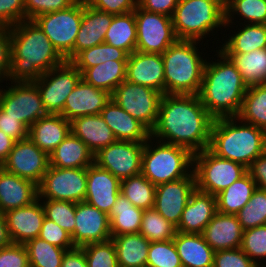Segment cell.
I'll return each mask as SVG.
<instances>
[{"mask_svg": "<svg viewBox=\"0 0 266 267\" xmlns=\"http://www.w3.org/2000/svg\"><path fill=\"white\" fill-rule=\"evenodd\" d=\"M213 122L198 95L164 94L151 138L196 154L209 148Z\"/></svg>", "mask_w": 266, "mask_h": 267, "instance_id": "1", "label": "cell"}, {"mask_svg": "<svg viewBox=\"0 0 266 267\" xmlns=\"http://www.w3.org/2000/svg\"><path fill=\"white\" fill-rule=\"evenodd\" d=\"M10 40L8 78L11 82H34L66 61L34 20H23L11 26Z\"/></svg>", "mask_w": 266, "mask_h": 267, "instance_id": "2", "label": "cell"}, {"mask_svg": "<svg viewBox=\"0 0 266 267\" xmlns=\"http://www.w3.org/2000/svg\"><path fill=\"white\" fill-rule=\"evenodd\" d=\"M218 54L223 61L205 63L198 96L214 119L237 117L247 86L231 60L220 50Z\"/></svg>", "mask_w": 266, "mask_h": 267, "instance_id": "3", "label": "cell"}, {"mask_svg": "<svg viewBox=\"0 0 266 267\" xmlns=\"http://www.w3.org/2000/svg\"><path fill=\"white\" fill-rule=\"evenodd\" d=\"M235 120V116L214 119L209 149L248 169L266 151V132L247 122L238 125Z\"/></svg>", "mask_w": 266, "mask_h": 267, "instance_id": "4", "label": "cell"}, {"mask_svg": "<svg viewBox=\"0 0 266 267\" xmlns=\"http://www.w3.org/2000/svg\"><path fill=\"white\" fill-rule=\"evenodd\" d=\"M196 40H177L162 55L165 94L198 95L206 59L199 55Z\"/></svg>", "mask_w": 266, "mask_h": 267, "instance_id": "5", "label": "cell"}, {"mask_svg": "<svg viewBox=\"0 0 266 267\" xmlns=\"http://www.w3.org/2000/svg\"><path fill=\"white\" fill-rule=\"evenodd\" d=\"M178 40H196L225 26V8L217 0H179L172 16Z\"/></svg>", "mask_w": 266, "mask_h": 267, "instance_id": "6", "label": "cell"}, {"mask_svg": "<svg viewBox=\"0 0 266 267\" xmlns=\"http://www.w3.org/2000/svg\"><path fill=\"white\" fill-rule=\"evenodd\" d=\"M145 142L142 154L141 174L154 185L187 177L193 166V153L188 149L161 141L151 148ZM156 147V148H155ZM190 166V167H189Z\"/></svg>", "mask_w": 266, "mask_h": 267, "instance_id": "7", "label": "cell"}, {"mask_svg": "<svg viewBox=\"0 0 266 267\" xmlns=\"http://www.w3.org/2000/svg\"><path fill=\"white\" fill-rule=\"evenodd\" d=\"M196 188L216 196L248 171L239 163L219 157L209 148L193 154Z\"/></svg>", "mask_w": 266, "mask_h": 267, "instance_id": "8", "label": "cell"}, {"mask_svg": "<svg viewBox=\"0 0 266 267\" xmlns=\"http://www.w3.org/2000/svg\"><path fill=\"white\" fill-rule=\"evenodd\" d=\"M82 17L83 0H78L67 9L42 14L34 21L66 61H71L74 58V43Z\"/></svg>", "mask_w": 266, "mask_h": 267, "instance_id": "9", "label": "cell"}, {"mask_svg": "<svg viewBox=\"0 0 266 267\" xmlns=\"http://www.w3.org/2000/svg\"><path fill=\"white\" fill-rule=\"evenodd\" d=\"M162 96L155 89L125 80L111 94V99L151 131L157 122Z\"/></svg>", "mask_w": 266, "mask_h": 267, "instance_id": "10", "label": "cell"}, {"mask_svg": "<svg viewBox=\"0 0 266 267\" xmlns=\"http://www.w3.org/2000/svg\"><path fill=\"white\" fill-rule=\"evenodd\" d=\"M134 15L137 26L136 51L163 54L178 40L172 17L146 11L138 5Z\"/></svg>", "mask_w": 266, "mask_h": 267, "instance_id": "11", "label": "cell"}, {"mask_svg": "<svg viewBox=\"0 0 266 267\" xmlns=\"http://www.w3.org/2000/svg\"><path fill=\"white\" fill-rule=\"evenodd\" d=\"M87 168L49 166L38 185V198L79 203L85 200Z\"/></svg>", "mask_w": 266, "mask_h": 267, "instance_id": "12", "label": "cell"}, {"mask_svg": "<svg viewBox=\"0 0 266 267\" xmlns=\"http://www.w3.org/2000/svg\"><path fill=\"white\" fill-rule=\"evenodd\" d=\"M80 79L81 72L70 61H65L34 81L48 114H60L63 111L66 98Z\"/></svg>", "mask_w": 266, "mask_h": 267, "instance_id": "13", "label": "cell"}, {"mask_svg": "<svg viewBox=\"0 0 266 267\" xmlns=\"http://www.w3.org/2000/svg\"><path fill=\"white\" fill-rule=\"evenodd\" d=\"M16 83V84H15ZM8 90L0 89V108L28 129L48 113L34 82H15Z\"/></svg>", "mask_w": 266, "mask_h": 267, "instance_id": "14", "label": "cell"}, {"mask_svg": "<svg viewBox=\"0 0 266 267\" xmlns=\"http://www.w3.org/2000/svg\"><path fill=\"white\" fill-rule=\"evenodd\" d=\"M145 143L116 140L94 155V163L120 181L141 174Z\"/></svg>", "mask_w": 266, "mask_h": 267, "instance_id": "15", "label": "cell"}, {"mask_svg": "<svg viewBox=\"0 0 266 267\" xmlns=\"http://www.w3.org/2000/svg\"><path fill=\"white\" fill-rule=\"evenodd\" d=\"M1 167L39 185L48 170L49 155L39 149L29 138H26L15 142Z\"/></svg>", "mask_w": 266, "mask_h": 267, "instance_id": "16", "label": "cell"}, {"mask_svg": "<svg viewBox=\"0 0 266 267\" xmlns=\"http://www.w3.org/2000/svg\"><path fill=\"white\" fill-rule=\"evenodd\" d=\"M187 177L156 185L154 209L170 223L178 226L182 212L196 189V178L190 169Z\"/></svg>", "mask_w": 266, "mask_h": 267, "instance_id": "17", "label": "cell"}, {"mask_svg": "<svg viewBox=\"0 0 266 267\" xmlns=\"http://www.w3.org/2000/svg\"><path fill=\"white\" fill-rule=\"evenodd\" d=\"M71 238L75 247L111 240L108 215L86 201L76 203L75 228Z\"/></svg>", "mask_w": 266, "mask_h": 267, "instance_id": "18", "label": "cell"}, {"mask_svg": "<svg viewBox=\"0 0 266 267\" xmlns=\"http://www.w3.org/2000/svg\"><path fill=\"white\" fill-rule=\"evenodd\" d=\"M125 80L150 87L164 95L165 81L162 55L134 51L127 59Z\"/></svg>", "mask_w": 266, "mask_h": 267, "instance_id": "19", "label": "cell"}, {"mask_svg": "<svg viewBox=\"0 0 266 267\" xmlns=\"http://www.w3.org/2000/svg\"><path fill=\"white\" fill-rule=\"evenodd\" d=\"M121 188V181L108 170L93 163L87 168V190L84 201L109 214Z\"/></svg>", "mask_w": 266, "mask_h": 267, "instance_id": "20", "label": "cell"}, {"mask_svg": "<svg viewBox=\"0 0 266 267\" xmlns=\"http://www.w3.org/2000/svg\"><path fill=\"white\" fill-rule=\"evenodd\" d=\"M110 99L111 94L107 91L96 88L81 78L66 98L60 114L68 121L80 116L97 115Z\"/></svg>", "mask_w": 266, "mask_h": 267, "instance_id": "21", "label": "cell"}, {"mask_svg": "<svg viewBox=\"0 0 266 267\" xmlns=\"http://www.w3.org/2000/svg\"><path fill=\"white\" fill-rule=\"evenodd\" d=\"M38 198L32 204L4 213L12 243L26 244L39 236L45 213Z\"/></svg>", "mask_w": 266, "mask_h": 267, "instance_id": "22", "label": "cell"}, {"mask_svg": "<svg viewBox=\"0 0 266 267\" xmlns=\"http://www.w3.org/2000/svg\"><path fill=\"white\" fill-rule=\"evenodd\" d=\"M217 213L216 196L198 190L191 193L182 212L177 232L202 234L206 225Z\"/></svg>", "mask_w": 266, "mask_h": 267, "instance_id": "23", "label": "cell"}, {"mask_svg": "<svg viewBox=\"0 0 266 267\" xmlns=\"http://www.w3.org/2000/svg\"><path fill=\"white\" fill-rule=\"evenodd\" d=\"M100 115L112 130L116 140L145 143L151 137V131L145 125L124 111L112 99L106 103Z\"/></svg>", "mask_w": 266, "mask_h": 267, "instance_id": "24", "label": "cell"}, {"mask_svg": "<svg viewBox=\"0 0 266 267\" xmlns=\"http://www.w3.org/2000/svg\"><path fill=\"white\" fill-rule=\"evenodd\" d=\"M38 199V185L0 166V213L32 204Z\"/></svg>", "mask_w": 266, "mask_h": 267, "instance_id": "25", "label": "cell"}, {"mask_svg": "<svg viewBox=\"0 0 266 267\" xmlns=\"http://www.w3.org/2000/svg\"><path fill=\"white\" fill-rule=\"evenodd\" d=\"M243 231L237 215L217 212L206 225L202 235L216 252L239 248L242 242Z\"/></svg>", "mask_w": 266, "mask_h": 267, "instance_id": "26", "label": "cell"}, {"mask_svg": "<svg viewBox=\"0 0 266 267\" xmlns=\"http://www.w3.org/2000/svg\"><path fill=\"white\" fill-rule=\"evenodd\" d=\"M113 14L97 10L83 0V17L74 43V57L82 50L104 43Z\"/></svg>", "mask_w": 266, "mask_h": 267, "instance_id": "27", "label": "cell"}, {"mask_svg": "<svg viewBox=\"0 0 266 267\" xmlns=\"http://www.w3.org/2000/svg\"><path fill=\"white\" fill-rule=\"evenodd\" d=\"M71 133V122L61 114H48L33 123L28 138L48 155Z\"/></svg>", "mask_w": 266, "mask_h": 267, "instance_id": "28", "label": "cell"}, {"mask_svg": "<svg viewBox=\"0 0 266 267\" xmlns=\"http://www.w3.org/2000/svg\"><path fill=\"white\" fill-rule=\"evenodd\" d=\"M71 122V132L95 155L101 148L116 141L112 130L107 126L100 114L80 116Z\"/></svg>", "mask_w": 266, "mask_h": 267, "instance_id": "29", "label": "cell"}, {"mask_svg": "<svg viewBox=\"0 0 266 267\" xmlns=\"http://www.w3.org/2000/svg\"><path fill=\"white\" fill-rule=\"evenodd\" d=\"M173 241L182 267H213L215 251L202 234L177 232Z\"/></svg>", "mask_w": 266, "mask_h": 267, "instance_id": "30", "label": "cell"}, {"mask_svg": "<svg viewBox=\"0 0 266 267\" xmlns=\"http://www.w3.org/2000/svg\"><path fill=\"white\" fill-rule=\"evenodd\" d=\"M93 163V152L72 132L49 155V166L57 168H88Z\"/></svg>", "mask_w": 266, "mask_h": 267, "instance_id": "31", "label": "cell"}, {"mask_svg": "<svg viewBox=\"0 0 266 267\" xmlns=\"http://www.w3.org/2000/svg\"><path fill=\"white\" fill-rule=\"evenodd\" d=\"M119 267H146L150 241L140 233L122 234L111 238Z\"/></svg>", "mask_w": 266, "mask_h": 267, "instance_id": "32", "label": "cell"}, {"mask_svg": "<svg viewBox=\"0 0 266 267\" xmlns=\"http://www.w3.org/2000/svg\"><path fill=\"white\" fill-rule=\"evenodd\" d=\"M127 60H108L81 73V78L96 88L112 94L126 78Z\"/></svg>", "mask_w": 266, "mask_h": 267, "instance_id": "33", "label": "cell"}, {"mask_svg": "<svg viewBox=\"0 0 266 267\" xmlns=\"http://www.w3.org/2000/svg\"><path fill=\"white\" fill-rule=\"evenodd\" d=\"M143 212L144 210L134 206L120 193L108 214L111 238L122 234L139 233Z\"/></svg>", "mask_w": 266, "mask_h": 267, "instance_id": "34", "label": "cell"}, {"mask_svg": "<svg viewBox=\"0 0 266 267\" xmlns=\"http://www.w3.org/2000/svg\"><path fill=\"white\" fill-rule=\"evenodd\" d=\"M256 189L257 184L247 172L216 195L217 212L236 215L249 202Z\"/></svg>", "mask_w": 266, "mask_h": 267, "instance_id": "35", "label": "cell"}, {"mask_svg": "<svg viewBox=\"0 0 266 267\" xmlns=\"http://www.w3.org/2000/svg\"><path fill=\"white\" fill-rule=\"evenodd\" d=\"M137 26L134 11L113 15L104 43L124 50L128 55L136 51Z\"/></svg>", "mask_w": 266, "mask_h": 267, "instance_id": "36", "label": "cell"}, {"mask_svg": "<svg viewBox=\"0 0 266 267\" xmlns=\"http://www.w3.org/2000/svg\"><path fill=\"white\" fill-rule=\"evenodd\" d=\"M238 69L248 87L266 84V48L245 54H225Z\"/></svg>", "mask_w": 266, "mask_h": 267, "instance_id": "37", "label": "cell"}, {"mask_svg": "<svg viewBox=\"0 0 266 267\" xmlns=\"http://www.w3.org/2000/svg\"><path fill=\"white\" fill-rule=\"evenodd\" d=\"M220 51L224 54H245L266 48V24H249L233 34Z\"/></svg>", "mask_w": 266, "mask_h": 267, "instance_id": "38", "label": "cell"}, {"mask_svg": "<svg viewBox=\"0 0 266 267\" xmlns=\"http://www.w3.org/2000/svg\"><path fill=\"white\" fill-rule=\"evenodd\" d=\"M237 120L250 123L266 132V84L247 88Z\"/></svg>", "mask_w": 266, "mask_h": 267, "instance_id": "39", "label": "cell"}, {"mask_svg": "<svg viewBox=\"0 0 266 267\" xmlns=\"http://www.w3.org/2000/svg\"><path fill=\"white\" fill-rule=\"evenodd\" d=\"M120 192L137 208H154L156 185L142 174L122 180Z\"/></svg>", "mask_w": 266, "mask_h": 267, "instance_id": "40", "label": "cell"}, {"mask_svg": "<svg viewBox=\"0 0 266 267\" xmlns=\"http://www.w3.org/2000/svg\"><path fill=\"white\" fill-rule=\"evenodd\" d=\"M128 56L124 50L102 43L82 50L70 62L82 73L85 69L108 60H127Z\"/></svg>", "mask_w": 266, "mask_h": 267, "instance_id": "41", "label": "cell"}, {"mask_svg": "<svg viewBox=\"0 0 266 267\" xmlns=\"http://www.w3.org/2000/svg\"><path fill=\"white\" fill-rule=\"evenodd\" d=\"M30 267H61L64 253L67 251L36 237L26 244Z\"/></svg>", "mask_w": 266, "mask_h": 267, "instance_id": "42", "label": "cell"}, {"mask_svg": "<svg viewBox=\"0 0 266 267\" xmlns=\"http://www.w3.org/2000/svg\"><path fill=\"white\" fill-rule=\"evenodd\" d=\"M139 233L150 242L168 241L176 236L177 228L151 208L143 212Z\"/></svg>", "mask_w": 266, "mask_h": 267, "instance_id": "43", "label": "cell"}, {"mask_svg": "<svg viewBox=\"0 0 266 267\" xmlns=\"http://www.w3.org/2000/svg\"><path fill=\"white\" fill-rule=\"evenodd\" d=\"M233 13H239L250 24H266V0H227L225 27L232 23Z\"/></svg>", "mask_w": 266, "mask_h": 267, "instance_id": "44", "label": "cell"}, {"mask_svg": "<svg viewBox=\"0 0 266 267\" xmlns=\"http://www.w3.org/2000/svg\"><path fill=\"white\" fill-rule=\"evenodd\" d=\"M236 215L243 230L266 225V190L257 187L249 202Z\"/></svg>", "mask_w": 266, "mask_h": 267, "instance_id": "45", "label": "cell"}, {"mask_svg": "<svg viewBox=\"0 0 266 267\" xmlns=\"http://www.w3.org/2000/svg\"><path fill=\"white\" fill-rule=\"evenodd\" d=\"M43 203L45 217L72 235L75 228L76 203L51 199H46Z\"/></svg>", "mask_w": 266, "mask_h": 267, "instance_id": "46", "label": "cell"}, {"mask_svg": "<svg viewBox=\"0 0 266 267\" xmlns=\"http://www.w3.org/2000/svg\"><path fill=\"white\" fill-rule=\"evenodd\" d=\"M146 267H182L173 239L150 243Z\"/></svg>", "mask_w": 266, "mask_h": 267, "instance_id": "47", "label": "cell"}, {"mask_svg": "<svg viewBox=\"0 0 266 267\" xmlns=\"http://www.w3.org/2000/svg\"><path fill=\"white\" fill-rule=\"evenodd\" d=\"M88 267H119L114 242L91 243L81 247Z\"/></svg>", "mask_w": 266, "mask_h": 267, "instance_id": "48", "label": "cell"}, {"mask_svg": "<svg viewBox=\"0 0 266 267\" xmlns=\"http://www.w3.org/2000/svg\"><path fill=\"white\" fill-rule=\"evenodd\" d=\"M240 249L260 267L255 259L266 258V225L244 230Z\"/></svg>", "mask_w": 266, "mask_h": 267, "instance_id": "49", "label": "cell"}, {"mask_svg": "<svg viewBox=\"0 0 266 267\" xmlns=\"http://www.w3.org/2000/svg\"><path fill=\"white\" fill-rule=\"evenodd\" d=\"M78 0H25V20H34L36 17L74 5Z\"/></svg>", "mask_w": 266, "mask_h": 267, "instance_id": "50", "label": "cell"}, {"mask_svg": "<svg viewBox=\"0 0 266 267\" xmlns=\"http://www.w3.org/2000/svg\"><path fill=\"white\" fill-rule=\"evenodd\" d=\"M38 237L65 250L75 248L71 235L46 217L43 220Z\"/></svg>", "mask_w": 266, "mask_h": 267, "instance_id": "51", "label": "cell"}, {"mask_svg": "<svg viewBox=\"0 0 266 267\" xmlns=\"http://www.w3.org/2000/svg\"><path fill=\"white\" fill-rule=\"evenodd\" d=\"M213 267H259L241 249L216 251ZM264 267V265L262 266Z\"/></svg>", "mask_w": 266, "mask_h": 267, "instance_id": "52", "label": "cell"}, {"mask_svg": "<svg viewBox=\"0 0 266 267\" xmlns=\"http://www.w3.org/2000/svg\"><path fill=\"white\" fill-rule=\"evenodd\" d=\"M0 267H30L25 244L11 243L0 249Z\"/></svg>", "mask_w": 266, "mask_h": 267, "instance_id": "53", "label": "cell"}, {"mask_svg": "<svg viewBox=\"0 0 266 267\" xmlns=\"http://www.w3.org/2000/svg\"><path fill=\"white\" fill-rule=\"evenodd\" d=\"M25 0H0V24L14 26L25 20Z\"/></svg>", "mask_w": 266, "mask_h": 267, "instance_id": "54", "label": "cell"}, {"mask_svg": "<svg viewBox=\"0 0 266 267\" xmlns=\"http://www.w3.org/2000/svg\"><path fill=\"white\" fill-rule=\"evenodd\" d=\"M85 2L97 10L113 15L129 13L137 7V0H85Z\"/></svg>", "mask_w": 266, "mask_h": 267, "instance_id": "55", "label": "cell"}, {"mask_svg": "<svg viewBox=\"0 0 266 267\" xmlns=\"http://www.w3.org/2000/svg\"><path fill=\"white\" fill-rule=\"evenodd\" d=\"M11 61L10 27L0 24V81L8 78Z\"/></svg>", "mask_w": 266, "mask_h": 267, "instance_id": "56", "label": "cell"}, {"mask_svg": "<svg viewBox=\"0 0 266 267\" xmlns=\"http://www.w3.org/2000/svg\"><path fill=\"white\" fill-rule=\"evenodd\" d=\"M0 130L15 141L28 138V128L16 118L6 113L0 108Z\"/></svg>", "mask_w": 266, "mask_h": 267, "instance_id": "57", "label": "cell"}, {"mask_svg": "<svg viewBox=\"0 0 266 267\" xmlns=\"http://www.w3.org/2000/svg\"><path fill=\"white\" fill-rule=\"evenodd\" d=\"M179 0H137V5L149 12L172 17Z\"/></svg>", "mask_w": 266, "mask_h": 267, "instance_id": "58", "label": "cell"}, {"mask_svg": "<svg viewBox=\"0 0 266 267\" xmlns=\"http://www.w3.org/2000/svg\"><path fill=\"white\" fill-rule=\"evenodd\" d=\"M247 171L257 187L266 190V151L251 163Z\"/></svg>", "mask_w": 266, "mask_h": 267, "instance_id": "59", "label": "cell"}, {"mask_svg": "<svg viewBox=\"0 0 266 267\" xmlns=\"http://www.w3.org/2000/svg\"><path fill=\"white\" fill-rule=\"evenodd\" d=\"M61 267H88L84 251L81 247H75L64 253Z\"/></svg>", "mask_w": 266, "mask_h": 267, "instance_id": "60", "label": "cell"}, {"mask_svg": "<svg viewBox=\"0 0 266 267\" xmlns=\"http://www.w3.org/2000/svg\"><path fill=\"white\" fill-rule=\"evenodd\" d=\"M15 140L0 130V166L6 161L13 149Z\"/></svg>", "mask_w": 266, "mask_h": 267, "instance_id": "61", "label": "cell"}, {"mask_svg": "<svg viewBox=\"0 0 266 267\" xmlns=\"http://www.w3.org/2000/svg\"><path fill=\"white\" fill-rule=\"evenodd\" d=\"M11 243L4 213H0V249L9 246Z\"/></svg>", "mask_w": 266, "mask_h": 267, "instance_id": "62", "label": "cell"}, {"mask_svg": "<svg viewBox=\"0 0 266 267\" xmlns=\"http://www.w3.org/2000/svg\"><path fill=\"white\" fill-rule=\"evenodd\" d=\"M224 8L226 7L227 0H217Z\"/></svg>", "mask_w": 266, "mask_h": 267, "instance_id": "63", "label": "cell"}]
</instances>
